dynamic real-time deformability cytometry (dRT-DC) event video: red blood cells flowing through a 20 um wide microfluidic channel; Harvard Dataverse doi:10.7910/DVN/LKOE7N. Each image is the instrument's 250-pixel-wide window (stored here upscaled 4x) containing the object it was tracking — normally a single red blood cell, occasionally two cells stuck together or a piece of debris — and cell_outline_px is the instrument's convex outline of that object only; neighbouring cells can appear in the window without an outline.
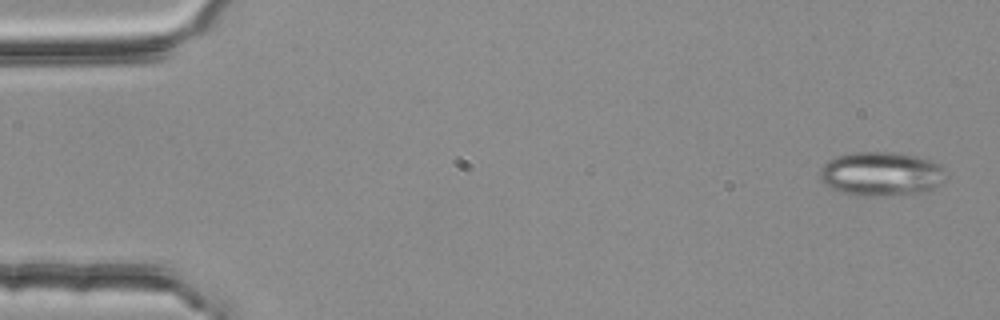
{"species": "common noctule bat (a hibernating species)", "species_latin": "Nyctalus noctula", "temperature_condition": "room temperature", "stored_images_in_passage": 3, "camera_frame_rate_fps": 3000, "um_per_image_px": 0.085, "animal": {"sex": "female", "body_mass_g": 25.1}, "frame": {"image": 1, "passage_image": 1, "time_ms": 0.0, "image_size_px": [1000, 320], "cell_outline_px": [[944, 168], [940, 184], [916, 196], [868, 196], [844, 192], [832, 188], [824, 184], [820, 180], [820, 168], [828, 160], [836, 156], [856, 152], [888, 152], [916, 156], [932, 160], [940, 164]], "centroid_in_image_um": [74.91, 14.8], "position_along_channel_um": 10.1, "area_um2": 32.54}}